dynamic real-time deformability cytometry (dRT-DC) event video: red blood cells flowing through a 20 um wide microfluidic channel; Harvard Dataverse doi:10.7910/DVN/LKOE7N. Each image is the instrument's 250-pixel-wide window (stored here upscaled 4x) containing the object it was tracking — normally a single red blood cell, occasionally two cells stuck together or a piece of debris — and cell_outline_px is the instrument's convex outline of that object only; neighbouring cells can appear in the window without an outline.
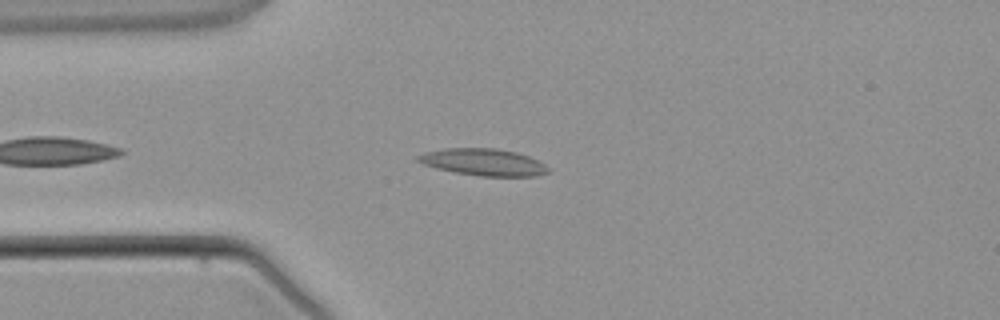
{"species": "common noctule bat (a hibernating species)", "species_latin": "Nyctalus noctula", "temperature_condition": "warm", "stored_images_in_passage": 1, "camera_frame_rate_fps": 3000, "um_per_image_px": 0.085, "animal": {"sex": "male", "body_mass_g": 21.5, "forearm_length_mm": 52.0}, "frame": {"image": 1, "passage_image": 1, "time_ms": 0.0, "image_size_px": [1000, 320], "cell_outline_px": [[548, 172], [536, 176], [480, 176], [452, 172], [436, 168], [424, 164], [416, 160], [416, 156], [424, 152], [444, 148], [496, 148], [516, 152], [528, 156], [544, 164], [548, 168]], "centroid_in_image_um": [41.05, 13.78], "position_along_channel_um": 44.0, "area_um2": 20.4}}